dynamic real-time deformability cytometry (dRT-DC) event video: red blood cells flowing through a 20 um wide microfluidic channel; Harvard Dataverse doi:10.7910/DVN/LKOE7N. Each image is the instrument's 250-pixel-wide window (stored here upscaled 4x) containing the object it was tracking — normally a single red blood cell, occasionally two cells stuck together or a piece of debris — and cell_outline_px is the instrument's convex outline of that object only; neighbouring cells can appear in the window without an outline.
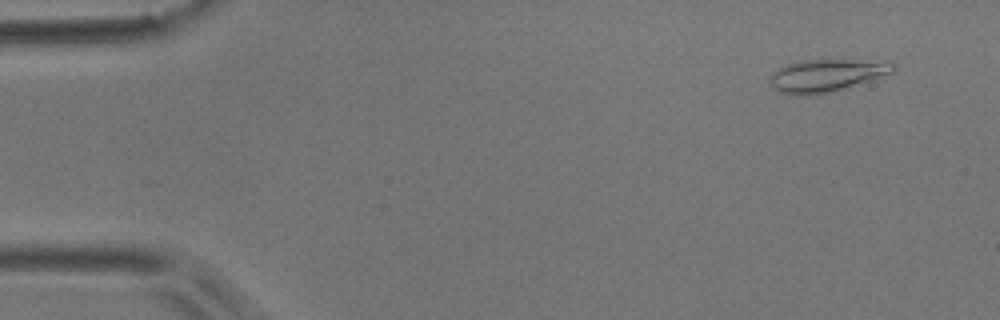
{"species": "common noctule bat (a hibernating species)", "species_latin": "Nyctalus noctula", "temperature_condition": "room temperature", "stored_images_in_passage": 53, "camera_frame_rate_fps": 3000, "um_per_image_px": 0.085, "animal": {"sex": "male", "body_mass_g": 17.9}, "frame": {"image": 1, "passage_image": 4, "time_ms": 1.0, "image_size_px": [1000, 320], "cell_outline_px": [[896, 68], [892, 72], [832, 92], [808, 96], [796, 96], [780, 92], [772, 88], [768, 84], [772, 72], [788, 64], [800, 60], [840, 56], [892, 60], [896, 64]], "centroid_in_image_um": [70.31, 6.33], "position_along_channel_um": 14.7, "area_um2": 24.91}}
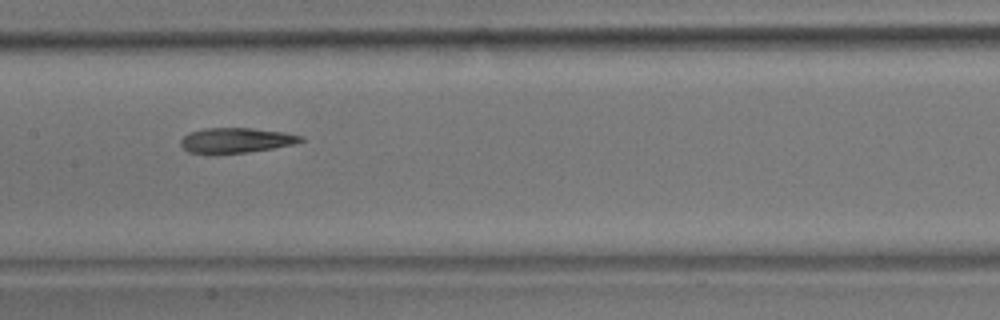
{"frame": {"image": 2, "passage_image": 26, "time_ms": 8.333, "image_size_px": [1000, 320], "cell_outline_px": [[304, 140], [292, 144], [272, 148], [248, 152], [188, 152], [180, 144], [180, 140], [188, 132], [204, 128], [252, 128], [284, 132], [304, 136]], "centroid_in_image_um": [20.07, 11.9], "position_along_channel_um": 187.3, "area_um2": 17.17}}
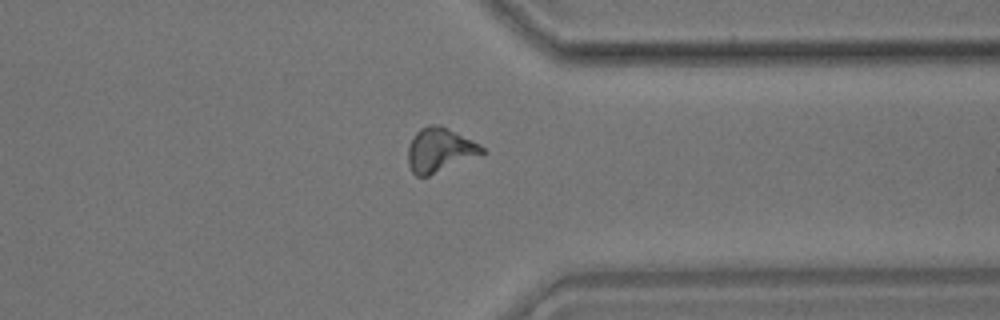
{"frame": {"image": 3, "passage_image": 41, "time_ms": 13.333, "image_size_px": [1000, 320], "cell_outline_px": [[484, 152], [428, 176], [416, 176], [412, 172], [408, 164], [408, 148], [412, 136], [420, 128], [428, 124], [440, 124], [480, 144], [484, 148]], "centroid_in_image_um": [37.32, 12.72], "position_along_channel_um": 374.1, "area_um2": 18.79}, "authors_computed_cell_mechanics": {"area_um2": 18.5538, "velocity_mm_per_s": 3.8041, "shape_relaxation_time_tau1_ms": 7.2428, "shape_relaxation_time_tau2_ms": 5.2964, "deformation_change_tau1": 0.2281, "deformation_change_tau2": 0.1413}}